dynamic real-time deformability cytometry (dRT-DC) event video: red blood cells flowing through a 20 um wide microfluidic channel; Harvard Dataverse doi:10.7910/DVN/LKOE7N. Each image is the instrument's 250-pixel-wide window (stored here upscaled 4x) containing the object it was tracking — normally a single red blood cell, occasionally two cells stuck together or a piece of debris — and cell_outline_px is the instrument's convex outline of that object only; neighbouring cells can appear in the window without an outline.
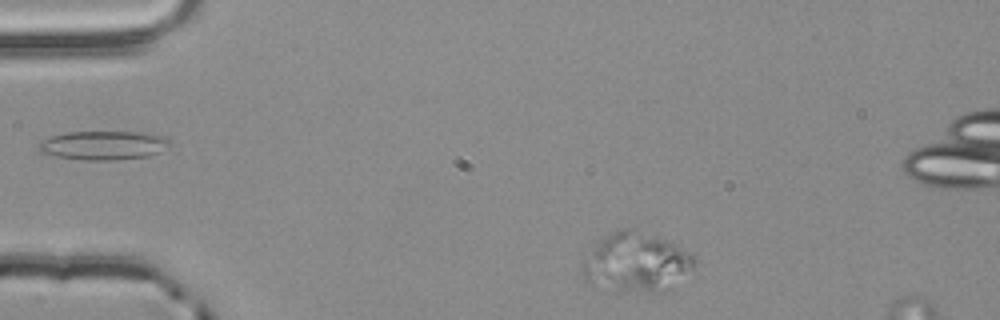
{"species": "common noctule bat (a hibernating species)", "species_latin": "Nyctalus noctula", "temperature_condition": "room temperature", "stored_images_in_passage": 45, "camera_frame_rate_fps": 3000, "um_per_image_px": 0.085, "animal": {"sex": "male", "body_mass_g": 20.4}, "frame": {"image": 1, "passage_image": 1, "time_ms": 0.0, "image_size_px": [1000, 320], "cell_outline_px": [[696, 260], [692, 268], [672, 288], [664, 292], [620, 292], [584, 280], [584, 264], [600, 240], [608, 232], [620, 228], [636, 228], [676, 244], [692, 252], [696, 256]], "centroid_in_image_um": [54.17, 22.29], "position_along_channel_um": 30.8, "area_um2": 38.49}}
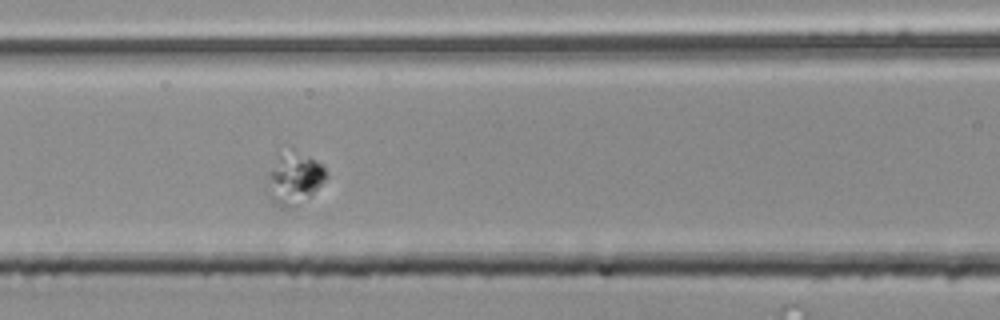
{"frame": {"image": 2, "passage_image": 15, "time_ms": 4.667, "image_size_px": [1000, 320], "cell_outline_px": [[328, 176], [308, 196], [288, 208], [284, 208], [272, 204], [268, 200], [268, 172], [280, 156], [308, 156], [324, 164], [328, 172]], "centroid_in_image_um": [25.0, 15.26], "position_along_channel_um": 141.6, "area_um2": 16.65}}
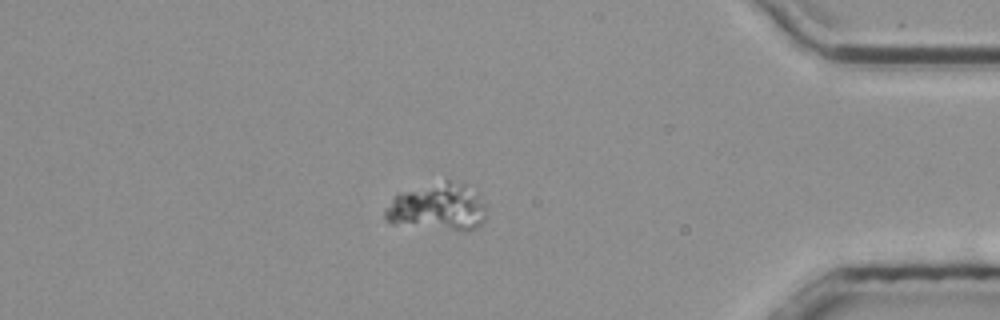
{"frame": {"image": 3, "passage_image": 39, "time_ms": 12.667, "image_size_px": [1000, 320], "cell_outline_px": [[484, 220], [476, 228], [468, 232], [460, 232], [392, 224], [384, 216], [384, 208], [396, 192], [444, 180], [448, 180], [476, 184], [484, 208]], "centroid_in_image_um": [37.21, 17.58], "position_along_channel_um": 398.0, "area_um2": 29.19}}